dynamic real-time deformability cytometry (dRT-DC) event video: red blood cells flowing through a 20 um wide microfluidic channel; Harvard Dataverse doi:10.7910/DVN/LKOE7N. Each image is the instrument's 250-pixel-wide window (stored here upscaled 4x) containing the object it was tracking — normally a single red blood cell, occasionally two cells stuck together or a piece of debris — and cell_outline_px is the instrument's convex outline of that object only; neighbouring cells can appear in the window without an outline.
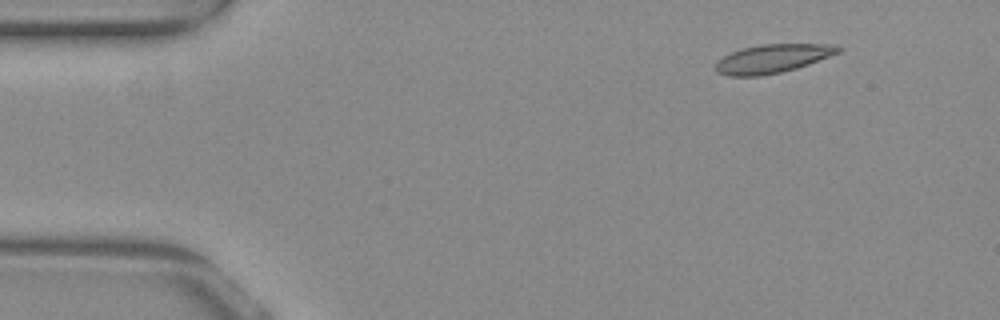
{"species": "common noctule bat (a hibernating species)", "species_latin": "Nyctalus noctula", "temperature_condition": "warm", "stored_images_in_passage": 44, "camera_frame_rate_fps": 3000, "um_per_image_px": 0.085, "animal": {"sex": "female", "body_mass_g": 29.2, "forearm_length_mm": 56.3}, "frame": {"image": 1, "passage_image": 1, "time_ms": 0.0, "image_size_px": [1000, 320], "cell_outline_px": [[844, 48], [840, 52], [808, 64], [796, 68], [780, 72], [760, 76], [728, 76], [716, 72], [716, 60], [740, 48], [760, 44], [836, 44]], "centroid_in_image_um": [65.66, 4.97], "position_along_channel_um": 19.3, "area_um2": 20.52}}
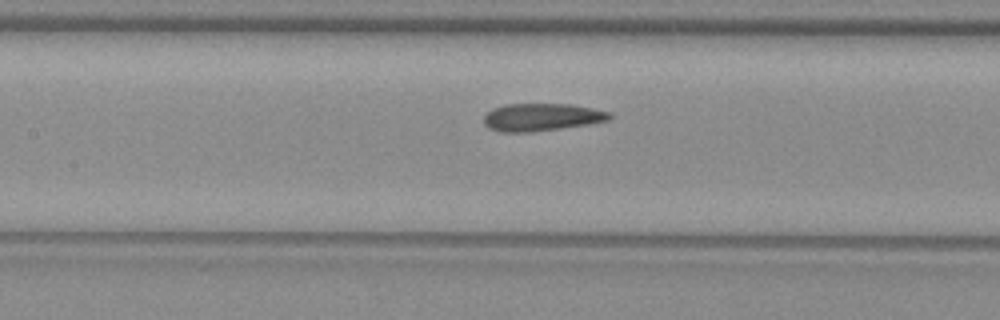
{"frame": {"image": 2, "passage_image": 19, "time_ms": 6.0, "image_size_px": [1000, 320], "cell_outline_px": [[612, 116], [608, 120], [588, 124], [532, 132], [500, 132], [488, 128], [484, 124], [484, 112], [492, 108], [504, 104], [572, 104], [612, 112]], "centroid_in_image_um": [45.99, 9.95], "position_along_channel_um": 161.4, "area_um2": 20.4}}
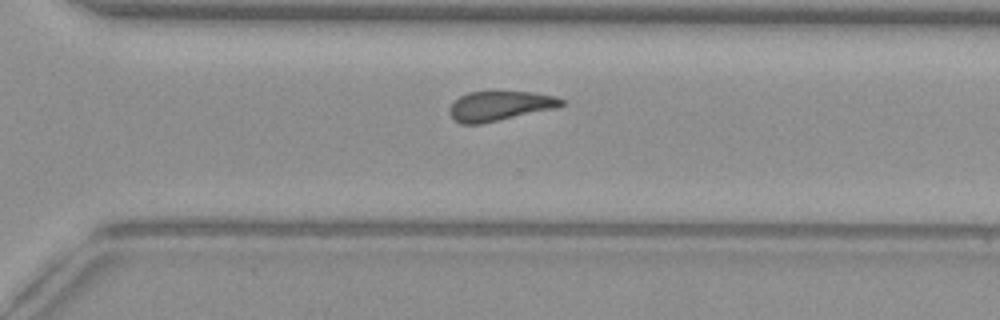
{"frame": {"image": 3, "passage_image": 32, "time_ms": 10.333, "image_size_px": [1000, 320], "cell_outline_px": [[564, 104], [560, 108], [480, 124], [460, 124], [452, 120], [448, 112], [448, 108], [460, 96], [468, 92], [532, 92], [556, 96], [564, 100]], "centroid_in_image_um": [42.5, 9.02], "position_along_channel_um": 328.1, "area_um2": 19.65}}